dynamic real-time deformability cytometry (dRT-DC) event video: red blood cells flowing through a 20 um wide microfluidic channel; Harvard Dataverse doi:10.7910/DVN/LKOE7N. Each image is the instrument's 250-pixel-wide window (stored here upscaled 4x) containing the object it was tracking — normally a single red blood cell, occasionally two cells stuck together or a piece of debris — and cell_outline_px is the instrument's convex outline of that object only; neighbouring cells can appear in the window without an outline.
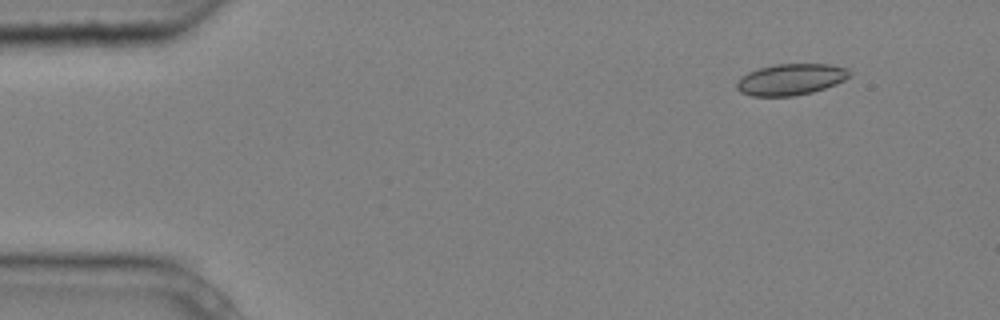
{"species": "common noctule bat (a hibernating species)", "species_latin": "Nyctalus noctula", "temperature_condition": "cold", "stored_images_in_passage": 6, "segment_of_instrument_passage": [1, 2], "camera_frame_rate_fps": 3000, "um_per_image_px": 0.085, "animal": {"sex": "male", "body_mass_g": 20.4}, "frame": {"image": 1, "passage_image": 2, "time_ms": 0.333, "image_size_px": [1000, 320], "cell_outline_px": [[852, 76], [836, 84], [812, 92], [792, 96], [752, 96], [740, 92], [736, 88], [736, 80], [740, 76], [748, 72], [760, 68], [776, 64], [828, 64], [848, 68], [852, 72]], "centroid_in_image_um": [67.22, 6.75], "position_along_channel_um": 17.8, "area_um2": 20.75}}